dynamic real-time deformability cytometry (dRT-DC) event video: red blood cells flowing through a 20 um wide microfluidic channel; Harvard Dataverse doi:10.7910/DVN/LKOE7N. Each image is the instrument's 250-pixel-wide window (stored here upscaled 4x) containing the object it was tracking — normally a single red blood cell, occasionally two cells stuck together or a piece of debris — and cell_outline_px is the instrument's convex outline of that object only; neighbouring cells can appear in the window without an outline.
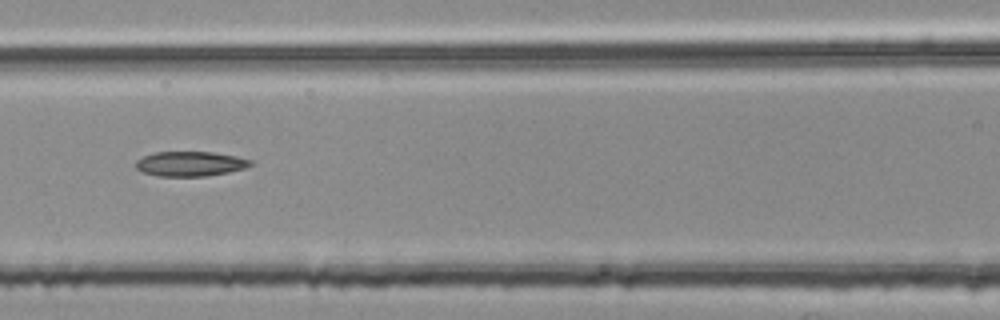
{"species": "common noctule bat (a hibernating species)", "species_latin": "Nyctalus noctula", "temperature_condition": "room temperature", "stored_images_in_passage": 54, "segment_of_instrument_passage": [2, 2], "camera_frame_rate_fps": 3000, "um_per_image_px": 0.085, "animal": {"sex": "female", "body_mass_g": 25.1}, "frame": {"image": 1, "passage_image": 24, "time_ms": 7.667, "image_size_px": [1000, 320], "cell_outline_px": [[252, 164], [244, 168], [228, 172], [208, 176], [156, 176], [144, 172], [136, 168], [132, 164], [136, 160], [152, 152], [212, 152], [236, 156], [252, 160]], "centroid_in_image_um": [16.12, 13.92], "position_along_channel_um": 150.5, "area_um2": 16.65}}
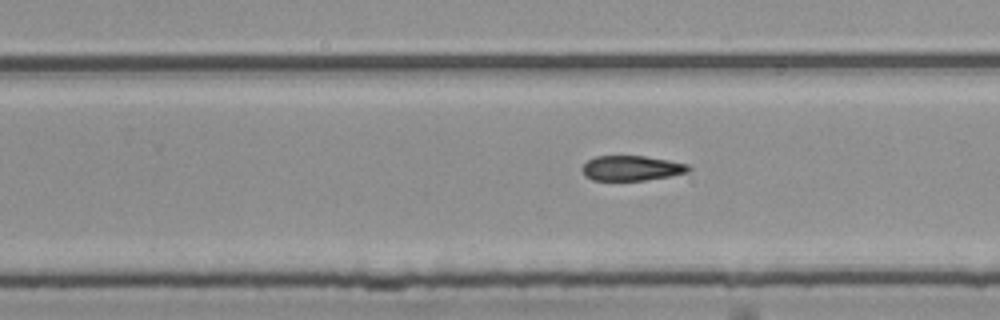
{"frame": {"image": 2, "passage_image": 34, "time_ms": 11.0, "image_size_px": [1000, 320], "cell_outline_px": [[692, 168], [688, 172], [668, 176], [644, 180], [592, 180], [584, 176], [580, 168], [588, 160], [596, 156], [644, 156], [668, 160], [688, 164]], "centroid_in_image_um": [53.65, 14.29], "position_along_channel_um": 276.2, "area_um2": 15.49}}
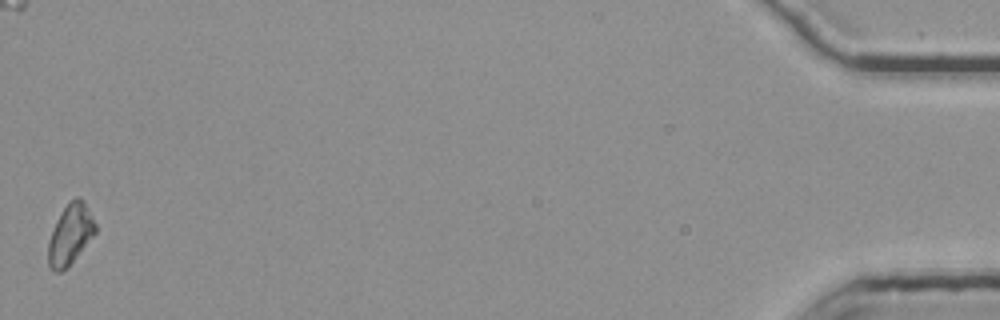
{"frame": {"image": 3, "passage_image": 54, "time_ms": 17.667, "image_size_px": [1000, 320], "cell_outline_px": [[96, 232], [68, 268], [60, 272], [52, 272], [48, 264], [48, 240], [56, 220], [68, 200], [76, 196], [80, 196], [84, 200], [96, 224]], "centroid_in_image_um": [5.96, 19.91], "position_along_channel_um": 429.2, "area_um2": 16.94}}